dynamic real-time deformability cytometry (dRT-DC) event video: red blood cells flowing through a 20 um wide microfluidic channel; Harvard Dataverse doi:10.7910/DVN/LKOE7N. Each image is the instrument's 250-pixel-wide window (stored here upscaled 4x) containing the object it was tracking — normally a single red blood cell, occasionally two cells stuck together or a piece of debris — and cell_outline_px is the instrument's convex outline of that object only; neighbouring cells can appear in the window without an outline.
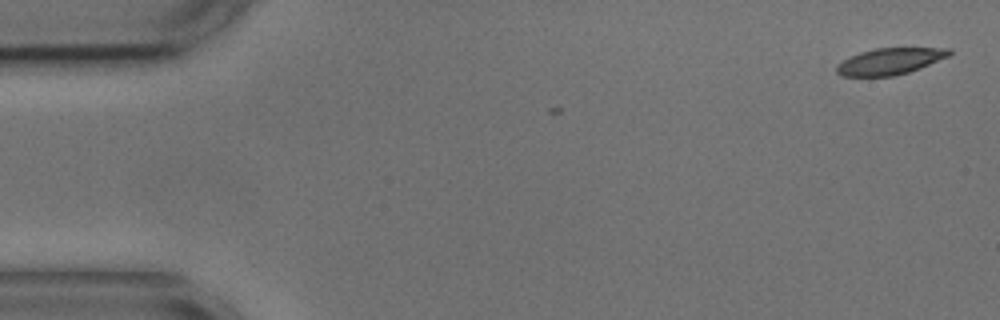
{"species": "common noctule bat (a hibernating species)", "species_latin": "Nyctalus noctula", "temperature_condition": "cold", "stored_images_in_passage": 2, "camera_frame_rate_fps": 3000, "um_per_image_px": 0.085, "animal": {"sex": "male", "body_mass_g": 17.9, "forearm_length_mm": 54.2}, "frame": {"image": 1, "passage_image": 2, "time_ms": 0.333, "image_size_px": [1000, 320], "cell_outline_px": [[952, 52], [948, 56], [920, 68], [908, 72], [892, 76], [840, 76], [836, 72], [836, 68], [844, 60], [860, 52], [876, 48], [952, 48]], "centroid_in_image_um": [75.66, 5.21], "position_along_channel_um": 9.3, "area_um2": 17.11}}